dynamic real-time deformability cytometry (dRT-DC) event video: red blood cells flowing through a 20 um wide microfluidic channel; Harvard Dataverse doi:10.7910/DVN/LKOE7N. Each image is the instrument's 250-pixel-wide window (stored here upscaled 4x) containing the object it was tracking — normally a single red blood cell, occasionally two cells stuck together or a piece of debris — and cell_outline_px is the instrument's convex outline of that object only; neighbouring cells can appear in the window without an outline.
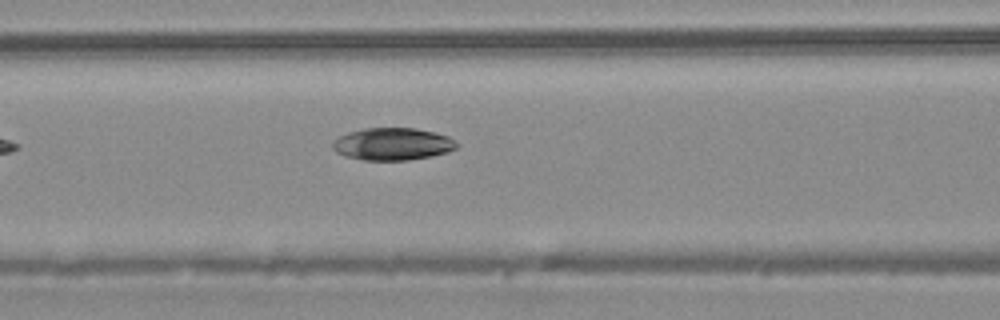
{"species": "common noctule bat (a hibernating species)", "species_latin": "Nyctalus noctula", "temperature_condition": "warm", "stored_images_in_passage": 4, "camera_frame_rate_fps": 3000, "um_per_image_px": 0.085, "animal": {"sex": "male", "body_mass_g": 20.4}, "frame": {"image": 1, "passage_image": 4, "time_ms": 1.0, "image_size_px": [1000, 320], "cell_outline_px": [[460, 144], [456, 148], [448, 152], [432, 156], [408, 160], [364, 160], [344, 156], [336, 152], [332, 148], [332, 144], [340, 136], [348, 132], [364, 128], [416, 128], [448, 136]], "centroid_in_image_um": [33.38, 12.24], "position_along_channel_um": 133.2, "area_um2": 23.41}}